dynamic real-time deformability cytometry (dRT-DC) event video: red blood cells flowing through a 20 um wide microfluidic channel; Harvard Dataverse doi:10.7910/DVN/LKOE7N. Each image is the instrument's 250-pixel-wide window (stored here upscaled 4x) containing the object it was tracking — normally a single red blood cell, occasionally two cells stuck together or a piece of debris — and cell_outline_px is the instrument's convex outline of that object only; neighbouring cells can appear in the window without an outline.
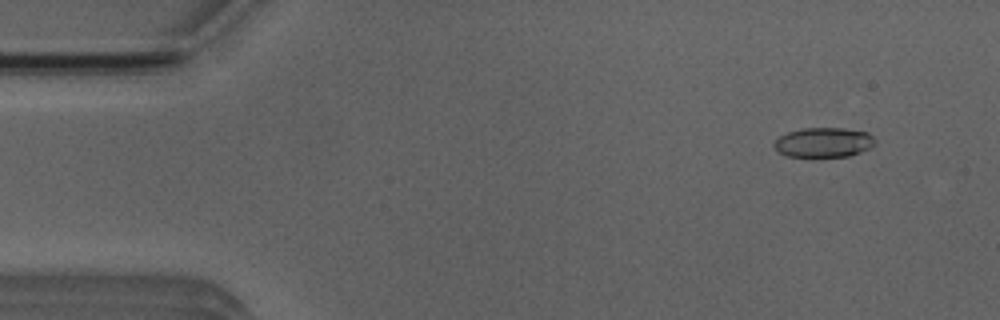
{"species": "Egyptian fruit bat (a non-hibernating species)", "species_latin": "Rousettus aegyptiacus", "temperature_condition": "room temperature", "stored_images_in_passage": 52, "camera_frame_rate_fps": 3000, "um_per_image_px": 0.085, "animal": {"sex": "male"}, "frame": {"image": 1, "passage_image": 5, "time_ms": 1.333, "image_size_px": [1000, 320], "cell_outline_px": [[876, 144], [860, 152], [848, 156], [788, 156], [780, 152], [772, 144], [780, 136], [788, 132], [800, 128], [844, 128], [868, 132], [876, 140]], "centroid_in_image_um": [70.03, 12.09], "position_along_channel_um": 15.0, "area_um2": 17.34}}
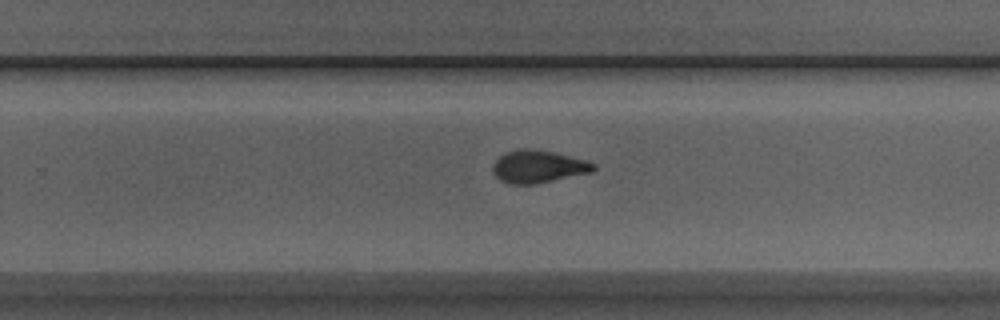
{"frame": {"image": 2, "passage_image": 33, "time_ms": 10.667, "image_size_px": [1000, 320], "cell_outline_px": [[596, 168], [592, 172], [536, 184], [508, 184], [500, 180], [496, 176], [492, 168], [492, 164], [504, 152], [528, 148], [552, 152], [584, 160], [596, 164]], "centroid_in_image_um": [45.73, 14.17], "position_along_channel_um": 284.1, "area_um2": 18.96}}
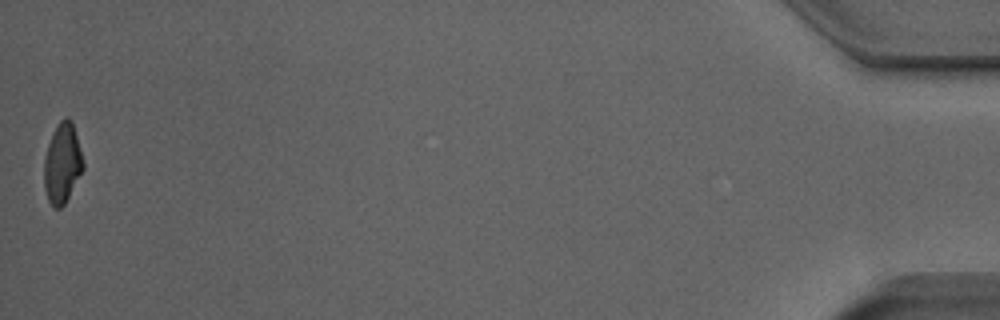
{"frame": {"image": 3, "passage_image": 52, "time_ms": 17.0, "image_size_px": [1000, 320], "cell_outline_px": [[84, 168], [64, 204], [60, 208], [56, 208], [48, 200], [44, 188], [44, 160], [48, 144], [60, 120], [64, 116], [68, 116], [72, 120], [84, 164]], "centroid_in_image_um": [5.29, 13.87], "position_along_channel_um": 429.9, "area_um2": 17.92}, "authors_computed_cell_mechanics": {"area_um2": 18.5538, "velocity_mm_per_s": 3.947, "shape_relaxation_time_tau1_ms": 4.0227, "shape_relaxation_time_tau2_ms": 1.5341, "deformation_change_tau1": 0.1758, "deformation_change_tau2": 0.0862}}